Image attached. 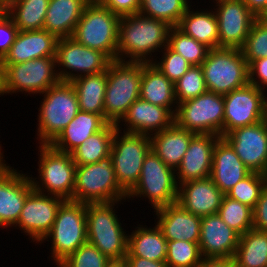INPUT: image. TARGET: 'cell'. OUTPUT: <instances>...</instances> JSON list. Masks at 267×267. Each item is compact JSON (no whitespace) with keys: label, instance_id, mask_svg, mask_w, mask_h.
I'll list each match as a JSON object with an SVG mask.
<instances>
[{"label":"cell","instance_id":"1","mask_svg":"<svg viewBox=\"0 0 267 267\" xmlns=\"http://www.w3.org/2000/svg\"><path fill=\"white\" fill-rule=\"evenodd\" d=\"M172 26L167 22L138 14L120 18L117 60L122 62L152 63L153 55L168 45L169 31ZM153 53V54H152Z\"/></svg>","mask_w":267,"mask_h":267},{"label":"cell","instance_id":"2","mask_svg":"<svg viewBox=\"0 0 267 267\" xmlns=\"http://www.w3.org/2000/svg\"><path fill=\"white\" fill-rule=\"evenodd\" d=\"M121 203H86L87 242L111 261H124L128 252V233L114 209Z\"/></svg>","mask_w":267,"mask_h":267},{"label":"cell","instance_id":"3","mask_svg":"<svg viewBox=\"0 0 267 267\" xmlns=\"http://www.w3.org/2000/svg\"><path fill=\"white\" fill-rule=\"evenodd\" d=\"M42 95L36 138L38 144H50L80 111L78 97L69 81H59Z\"/></svg>","mask_w":267,"mask_h":267},{"label":"cell","instance_id":"4","mask_svg":"<svg viewBox=\"0 0 267 267\" xmlns=\"http://www.w3.org/2000/svg\"><path fill=\"white\" fill-rule=\"evenodd\" d=\"M142 62L112 61L107 69L104 119L117 124L140 97Z\"/></svg>","mask_w":267,"mask_h":267},{"label":"cell","instance_id":"5","mask_svg":"<svg viewBox=\"0 0 267 267\" xmlns=\"http://www.w3.org/2000/svg\"><path fill=\"white\" fill-rule=\"evenodd\" d=\"M50 240V258L57 266L87 243L86 203L65 200L61 204L53 226L39 245Z\"/></svg>","mask_w":267,"mask_h":267},{"label":"cell","instance_id":"6","mask_svg":"<svg viewBox=\"0 0 267 267\" xmlns=\"http://www.w3.org/2000/svg\"><path fill=\"white\" fill-rule=\"evenodd\" d=\"M120 18L98 1H90L71 37L86 47L101 51L115 61Z\"/></svg>","mask_w":267,"mask_h":267},{"label":"cell","instance_id":"7","mask_svg":"<svg viewBox=\"0 0 267 267\" xmlns=\"http://www.w3.org/2000/svg\"><path fill=\"white\" fill-rule=\"evenodd\" d=\"M127 193L119 186L112 158L107 156L88 165H77L72 201L81 203L126 202Z\"/></svg>","mask_w":267,"mask_h":267},{"label":"cell","instance_id":"8","mask_svg":"<svg viewBox=\"0 0 267 267\" xmlns=\"http://www.w3.org/2000/svg\"><path fill=\"white\" fill-rule=\"evenodd\" d=\"M201 67L207 91L226 95L249 83L248 64L241 49H210Z\"/></svg>","mask_w":267,"mask_h":267},{"label":"cell","instance_id":"9","mask_svg":"<svg viewBox=\"0 0 267 267\" xmlns=\"http://www.w3.org/2000/svg\"><path fill=\"white\" fill-rule=\"evenodd\" d=\"M38 177H30L33 188L47 195L71 200L75 184L76 164L72 155L55 150L49 144L38 147ZM38 179V180H37Z\"/></svg>","mask_w":267,"mask_h":267},{"label":"cell","instance_id":"10","mask_svg":"<svg viewBox=\"0 0 267 267\" xmlns=\"http://www.w3.org/2000/svg\"><path fill=\"white\" fill-rule=\"evenodd\" d=\"M179 185L175 170L167 166L152 150L145 156L139 181L127 194V201L142 197L153 210L177 202Z\"/></svg>","mask_w":267,"mask_h":267},{"label":"cell","instance_id":"11","mask_svg":"<svg viewBox=\"0 0 267 267\" xmlns=\"http://www.w3.org/2000/svg\"><path fill=\"white\" fill-rule=\"evenodd\" d=\"M151 150L150 136L116 129L110 156L119 186L128 194L138 183L145 156Z\"/></svg>","mask_w":267,"mask_h":267},{"label":"cell","instance_id":"12","mask_svg":"<svg viewBox=\"0 0 267 267\" xmlns=\"http://www.w3.org/2000/svg\"><path fill=\"white\" fill-rule=\"evenodd\" d=\"M174 123L195 134H214L223 137L224 95L206 91L178 103Z\"/></svg>","mask_w":267,"mask_h":267},{"label":"cell","instance_id":"13","mask_svg":"<svg viewBox=\"0 0 267 267\" xmlns=\"http://www.w3.org/2000/svg\"><path fill=\"white\" fill-rule=\"evenodd\" d=\"M111 62L106 54L86 47L72 37L58 38L55 64L60 81L71 82L81 76L104 72Z\"/></svg>","mask_w":267,"mask_h":267},{"label":"cell","instance_id":"14","mask_svg":"<svg viewBox=\"0 0 267 267\" xmlns=\"http://www.w3.org/2000/svg\"><path fill=\"white\" fill-rule=\"evenodd\" d=\"M5 94H40L56 85L58 78L55 57H42L23 63L3 65ZM25 91V92H24Z\"/></svg>","mask_w":267,"mask_h":267},{"label":"cell","instance_id":"15","mask_svg":"<svg viewBox=\"0 0 267 267\" xmlns=\"http://www.w3.org/2000/svg\"><path fill=\"white\" fill-rule=\"evenodd\" d=\"M267 119L263 90L248 83L224 95L223 136L230 131Z\"/></svg>","mask_w":267,"mask_h":267},{"label":"cell","instance_id":"16","mask_svg":"<svg viewBox=\"0 0 267 267\" xmlns=\"http://www.w3.org/2000/svg\"><path fill=\"white\" fill-rule=\"evenodd\" d=\"M64 201L61 197L33 189L27 195L15 229H20L21 233L28 235L31 242L40 243L53 226L58 208Z\"/></svg>","mask_w":267,"mask_h":267},{"label":"cell","instance_id":"17","mask_svg":"<svg viewBox=\"0 0 267 267\" xmlns=\"http://www.w3.org/2000/svg\"><path fill=\"white\" fill-rule=\"evenodd\" d=\"M223 138L251 172L267 175V119L236 128Z\"/></svg>","mask_w":267,"mask_h":267},{"label":"cell","instance_id":"18","mask_svg":"<svg viewBox=\"0 0 267 267\" xmlns=\"http://www.w3.org/2000/svg\"><path fill=\"white\" fill-rule=\"evenodd\" d=\"M213 5L218 22L219 47L241 49L256 16L242 0H224Z\"/></svg>","mask_w":267,"mask_h":267},{"label":"cell","instance_id":"19","mask_svg":"<svg viewBox=\"0 0 267 267\" xmlns=\"http://www.w3.org/2000/svg\"><path fill=\"white\" fill-rule=\"evenodd\" d=\"M30 176L12 169L11 165L0 169V226L3 229L17 224L27 195L34 189Z\"/></svg>","mask_w":267,"mask_h":267},{"label":"cell","instance_id":"20","mask_svg":"<svg viewBox=\"0 0 267 267\" xmlns=\"http://www.w3.org/2000/svg\"><path fill=\"white\" fill-rule=\"evenodd\" d=\"M239 236L221 219L218 213L201 217L199 246L203 258L233 259Z\"/></svg>","mask_w":267,"mask_h":267},{"label":"cell","instance_id":"21","mask_svg":"<svg viewBox=\"0 0 267 267\" xmlns=\"http://www.w3.org/2000/svg\"><path fill=\"white\" fill-rule=\"evenodd\" d=\"M220 138L214 134H195L191 138L189 147L175 170L178 185L210 177L214 148Z\"/></svg>","mask_w":267,"mask_h":267},{"label":"cell","instance_id":"22","mask_svg":"<svg viewBox=\"0 0 267 267\" xmlns=\"http://www.w3.org/2000/svg\"><path fill=\"white\" fill-rule=\"evenodd\" d=\"M122 121V122H121ZM126 124H124V123ZM123 123V124H122ZM174 123V114L168 109L138 98L123 118L116 124L117 128L132 133L151 136ZM126 126L122 128V126ZM125 129V130H124Z\"/></svg>","mask_w":267,"mask_h":267},{"label":"cell","instance_id":"23","mask_svg":"<svg viewBox=\"0 0 267 267\" xmlns=\"http://www.w3.org/2000/svg\"><path fill=\"white\" fill-rule=\"evenodd\" d=\"M157 222L166 240H186L199 243L201 231V217L186 211L179 203L154 210Z\"/></svg>","mask_w":267,"mask_h":267},{"label":"cell","instance_id":"24","mask_svg":"<svg viewBox=\"0 0 267 267\" xmlns=\"http://www.w3.org/2000/svg\"><path fill=\"white\" fill-rule=\"evenodd\" d=\"M224 194L210 177L179 184L177 203L186 211L203 217L217 214Z\"/></svg>","mask_w":267,"mask_h":267},{"label":"cell","instance_id":"25","mask_svg":"<svg viewBox=\"0 0 267 267\" xmlns=\"http://www.w3.org/2000/svg\"><path fill=\"white\" fill-rule=\"evenodd\" d=\"M58 38L47 30L18 31L14 43L1 60L2 65L23 63L42 57H55Z\"/></svg>","mask_w":267,"mask_h":267},{"label":"cell","instance_id":"26","mask_svg":"<svg viewBox=\"0 0 267 267\" xmlns=\"http://www.w3.org/2000/svg\"><path fill=\"white\" fill-rule=\"evenodd\" d=\"M251 171L236 155L232 146L221 137L214 148L210 178L226 195L236 183L247 177Z\"/></svg>","mask_w":267,"mask_h":267},{"label":"cell","instance_id":"27","mask_svg":"<svg viewBox=\"0 0 267 267\" xmlns=\"http://www.w3.org/2000/svg\"><path fill=\"white\" fill-rule=\"evenodd\" d=\"M107 124L108 122L99 114L79 111L49 145L59 152L71 154L91 135L101 131Z\"/></svg>","mask_w":267,"mask_h":267},{"label":"cell","instance_id":"28","mask_svg":"<svg viewBox=\"0 0 267 267\" xmlns=\"http://www.w3.org/2000/svg\"><path fill=\"white\" fill-rule=\"evenodd\" d=\"M195 133L178 127H170L150 136L151 150L169 167L176 170L187 151Z\"/></svg>","mask_w":267,"mask_h":267},{"label":"cell","instance_id":"29","mask_svg":"<svg viewBox=\"0 0 267 267\" xmlns=\"http://www.w3.org/2000/svg\"><path fill=\"white\" fill-rule=\"evenodd\" d=\"M90 0H49L44 30L57 38L71 37Z\"/></svg>","mask_w":267,"mask_h":267},{"label":"cell","instance_id":"30","mask_svg":"<svg viewBox=\"0 0 267 267\" xmlns=\"http://www.w3.org/2000/svg\"><path fill=\"white\" fill-rule=\"evenodd\" d=\"M140 98L168 108L173 114L178 105L174 84L152 63L142 62Z\"/></svg>","mask_w":267,"mask_h":267},{"label":"cell","instance_id":"31","mask_svg":"<svg viewBox=\"0 0 267 267\" xmlns=\"http://www.w3.org/2000/svg\"><path fill=\"white\" fill-rule=\"evenodd\" d=\"M191 6L192 4L187 8L176 27L209 49L219 48L218 22L215 11L208 8L195 11L194 8L191 10Z\"/></svg>","mask_w":267,"mask_h":267},{"label":"cell","instance_id":"32","mask_svg":"<svg viewBox=\"0 0 267 267\" xmlns=\"http://www.w3.org/2000/svg\"><path fill=\"white\" fill-rule=\"evenodd\" d=\"M155 226L138 225L128 234V252L126 256H136L157 262H165L167 240L161 229Z\"/></svg>","mask_w":267,"mask_h":267},{"label":"cell","instance_id":"33","mask_svg":"<svg viewBox=\"0 0 267 267\" xmlns=\"http://www.w3.org/2000/svg\"><path fill=\"white\" fill-rule=\"evenodd\" d=\"M78 97L79 110L101 115L104 118V99L107 70L78 77L71 81Z\"/></svg>","mask_w":267,"mask_h":267},{"label":"cell","instance_id":"34","mask_svg":"<svg viewBox=\"0 0 267 267\" xmlns=\"http://www.w3.org/2000/svg\"><path fill=\"white\" fill-rule=\"evenodd\" d=\"M235 267H267V232L255 228L239 236Z\"/></svg>","mask_w":267,"mask_h":267},{"label":"cell","instance_id":"35","mask_svg":"<svg viewBox=\"0 0 267 267\" xmlns=\"http://www.w3.org/2000/svg\"><path fill=\"white\" fill-rule=\"evenodd\" d=\"M49 0H13L6 14L13 20L18 31L42 30Z\"/></svg>","mask_w":267,"mask_h":267},{"label":"cell","instance_id":"36","mask_svg":"<svg viewBox=\"0 0 267 267\" xmlns=\"http://www.w3.org/2000/svg\"><path fill=\"white\" fill-rule=\"evenodd\" d=\"M116 124L108 123L101 131L91 135L72 153L76 165H88L110 155Z\"/></svg>","mask_w":267,"mask_h":267},{"label":"cell","instance_id":"37","mask_svg":"<svg viewBox=\"0 0 267 267\" xmlns=\"http://www.w3.org/2000/svg\"><path fill=\"white\" fill-rule=\"evenodd\" d=\"M190 4V0H141L139 13L146 17L163 20L175 27Z\"/></svg>","mask_w":267,"mask_h":267},{"label":"cell","instance_id":"38","mask_svg":"<svg viewBox=\"0 0 267 267\" xmlns=\"http://www.w3.org/2000/svg\"><path fill=\"white\" fill-rule=\"evenodd\" d=\"M171 50L180 54L192 66H199L206 59L209 48L194 38L184 34L176 26L171 27L168 45Z\"/></svg>","mask_w":267,"mask_h":267},{"label":"cell","instance_id":"39","mask_svg":"<svg viewBox=\"0 0 267 267\" xmlns=\"http://www.w3.org/2000/svg\"><path fill=\"white\" fill-rule=\"evenodd\" d=\"M218 215L239 235L253 228V209L227 195L223 197Z\"/></svg>","mask_w":267,"mask_h":267},{"label":"cell","instance_id":"40","mask_svg":"<svg viewBox=\"0 0 267 267\" xmlns=\"http://www.w3.org/2000/svg\"><path fill=\"white\" fill-rule=\"evenodd\" d=\"M202 259L199 243L167 240L165 263L169 267H197Z\"/></svg>","mask_w":267,"mask_h":267},{"label":"cell","instance_id":"41","mask_svg":"<svg viewBox=\"0 0 267 267\" xmlns=\"http://www.w3.org/2000/svg\"><path fill=\"white\" fill-rule=\"evenodd\" d=\"M266 184L267 175L251 172L243 180L236 183L226 195L254 209Z\"/></svg>","mask_w":267,"mask_h":267},{"label":"cell","instance_id":"42","mask_svg":"<svg viewBox=\"0 0 267 267\" xmlns=\"http://www.w3.org/2000/svg\"><path fill=\"white\" fill-rule=\"evenodd\" d=\"M177 103L193 99L207 91L201 65L191 66L187 72L174 83Z\"/></svg>","mask_w":267,"mask_h":267},{"label":"cell","instance_id":"43","mask_svg":"<svg viewBox=\"0 0 267 267\" xmlns=\"http://www.w3.org/2000/svg\"><path fill=\"white\" fill-rule=\"evenodd\" d=\"M110 262L94 245L87 242L56 267H107Z\"/></svg>","mask_w":267,"mask_h":267},{"label":"cell","instance_id":"44","mask_svg":"<svg viewBox=\"0 0 267 267\" xmlns=\"http://www.w3.org/2000/svg\"><path fill=\"white\" fill-rule=\"evenodd\" d=\"M161 59L152 62L173 84L177 82L192 66L180 54L171 50L168 46L161 50Z\"/></svg>","mask_w":267,"mask_h":267},{"label":"cell","instance_id":"45","mask_svg":"<svg viewBox=\"0 0 267 267\" xmlns=\"http://www.w3.org/2000/svg\"><path fill=\"white\" fill-rule=\"evenodd\" d=\"M249 65L253 60L267 57V30L255 21L241 48Z\"/></svg>","mask_w":267,"mask_h":267},{"label":"cell","instance_id":"46","mask_svg":"<svg viewBox=\"0 0 267 267\" xmlns=\"http://www.w3.org/2000/svg\"><path fill=\"white\" fill-rule=\"evenodd\" d=\"M18 28L13 20L5 13L0 17V60L8 53L14 43Z\"/></svg>","mask_w":267,"mask_h":267},{"label":"cell","instance_id":"47","mask_svg":"<svg viewBox=\"0 0 267 267\" xmlns=\"http://www.w3.org/2000/svg\"><path fill=\"white\" fill-rule=\"evenodd\" d=\"M98 2L120 17L138 14L141 6V0H99Z\"/></svg>","mask_w":267,"mask_h":267},{"label":"cell","instance_id":"48","mask_svg":"<svg viewBox=\"0 0 267 267\" xmlns=\"http://www.w3.org/2000/svg\"><path fill=\"white\" fill-rule=\"evenodd\" d=\"M249 83L263 89L267 86V57L255 59L248 65Z\"/></svg>","mask_w":267,"mask_h":267},{"label":"cell","instance_id":"49","mask_svg":"<svg viewBox=\"0 0 267 267\" xmlns=\"http://www.w3.org/2000/svg\"><path fill=\"white\" fill-rule=\"evenodd\" d=\"M253 228L267 232V184L253 209Z\"/></svg>","mask_w":267,"mask_h":267},{"label":"cell","instance_id":"50","mask_svg":"<svg viewBox=\"0 0 267 267\" xmlns=\"http://www.w3.org/2000/svg\"><path fill=\"white\" fill-rule=\"evenodd\" d=\"M124 261L127 267H169L165 262H157L136 256H126Z\"/></svg>","mask_w":267,"mask_h":267},{"label":"cell","instance_id":"51","mask_svg":"<svg viewBox=\"0 0 267 267\" xmlns=\"http://www.w3.org/2000/svg\"><path fill=\"white\" fill-rule=\"evenodd\" d=\"M197 267H235L233 259L203 258Z\"/></svg>","mask_w":267,"mask_h":267},{"label":"cell","instance_id":"52","mask_svg":"<svg viewBox=\"0 0 267 267\" xmlns=\"http://www.w3.org/2000/svg\"><path fill=\"white\" fill-rule=\"evenodd\" d=\"M246 7L257 17L267 7V0H242Z\"/></svg>","mask_w":267,"mask_h":267},{"label":"cell","instance_id":"53","mask_svg":"<svg viewBox=\"0 0 267 267\" xmlns=\"http://www.w3.org/2000/svg\"><path fill=\"white\" fill-rule=\"evenodd\" d=\"M5 95L4 66L0 60V97Z\"/></svg>","mask_w":267,"mask_h":267},{"label":"cell","instance_id":"54","mask_svg":"<svg viewBox=\"0 0 267 267\" xmlns=\"http://www.w3.org/2000/svg\"><path fill=\"white\" fill-rule=\"evenodd\" d=\"M256 21L267 30V15H258Z\"/></svg>","mask_w":267,"mask_h":267},{"label":"cell","instance_id":"55","mask_svg":"<svg viewBox=\"0 0 267 267\" xmlns=\"http://www.w3.org/2000/svg\"><path fill=\"white\" fill-rule=\"evenodd\" d=\"M2 144H0V169L9 167L7 162L4 160V151L2 152ZM6 162V163H5Z\"/></svg>","mask_w":267,"mask_h":267},{"label":"cell","instance_id":"56","mask_svg":"<svg viewBox=\"0 0 267 267\" xmlns=\"http://www.w3.org/2000/svg\"><path fill=\"white\" fill-rule=\"evenodd\" d=\"M107 267H127L125 261H111Z\"/></svg>","mask_w":267,"mask_h":267},{"label":"cell","instance_id":"57","mask_svg":"<svg viewBox=\"0 0 267 267\" xmlns=\"http://www.w3.org/2000/svg\"><path fill=\"white\" fill-rule=\"evenodd\" d=\"M266 88L267 86H265L262 90H263V106H264L265 112L267 113V95H266L267 89Z\"/></svg>","mask_w":267,"mask_h":267},{"label":"cell","instance_id":"58","mask_svg":"<svg viewBox=\"0 0 267 267\" xmlns=\"http://www.w3.org/2000/svg\"><path fill=\"white\" fill-rule=\"evenodd\" d=\"M12 1L13 0H0V6L6 10Z\"/></svg>","mask_w":267,"mask_h":267},{"label":"cell","instance_id":"59","mask_svg":"<svg viewBox=\"0 0 267 267\" xmlns=\"http://www.w3.org/2000/svg\"><path fill=\"white\" fill-rule=\"evenodd\" d=\"M6 10L0 6V17L5 14Z\"/></svg>","mask_w":267,"mask_h":267},{"label":"cell","instance_id":"60","mask_svg":"<svg viewBox=\"0 0 267 267\" xmlns=\"http://www.w3.org/2000/svg\"><path fill=\"white\" fill-rule=\"evenodd\" d=\"M260 15H267V7H266V9L264 10V12H263L262 14H260Z\"/></svg>","mask_w":267,"mask_h":267},{"label":"cell","instance_id":"61","mask_svg":"<svg viewBox=\"0 0 267 267\" xmlns=\"http://www.w3.org/2000/svg\"><path fill=\"white\" fill-rule=\"evenodd\" d=\"M219 1H224V0H213L212 2L215 4V3H217V2H219Z\"/></svg>","mask_w":267,"mask_h":267}]
</instances>
